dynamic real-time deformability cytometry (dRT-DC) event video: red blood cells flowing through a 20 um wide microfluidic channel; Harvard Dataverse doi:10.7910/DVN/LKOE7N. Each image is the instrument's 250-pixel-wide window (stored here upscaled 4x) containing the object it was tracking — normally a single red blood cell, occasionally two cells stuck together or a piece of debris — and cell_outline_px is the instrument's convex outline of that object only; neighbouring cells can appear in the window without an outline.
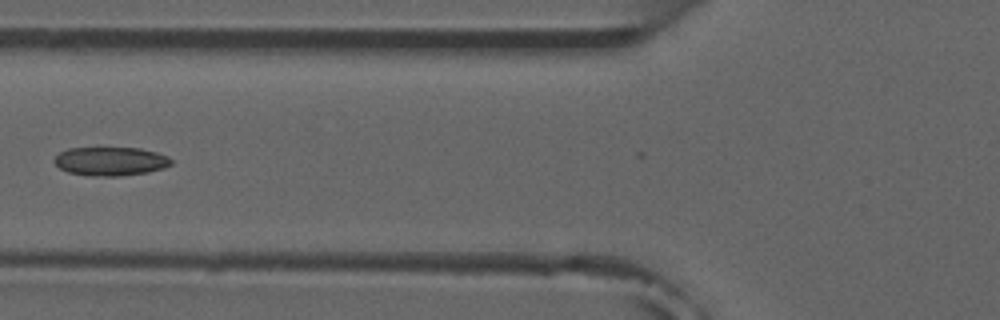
{"species": "common noctule bat (a hibernating species)", "species_latin": "Nyctalus noctula", "temperature_condition": "room temperature", "stored_images_in_passage": 6, "camera_frame_rate_fps": 3000, "um_per_image_px": 0.085, "animal": {"sex": "male", "forearm_length_mm": 52.5}, "frame": {"image": 1, "passage_image": 5, "time_ms": 4.667, "image_size_px": [1000, 320], "cell_outline_px": [[172, 164], [164, 168], [148, 172], [120, 176], [88, 176], [68, 172], [60, 168], [52, 160], [60, 152], [68, 148], [140, 148], [156, 152], [168, 156], [172, 160]], "centroid_in_image_um": [9.4, 13.71], "position_along_channel_um": 116.4, "area_um2": 19.65}}
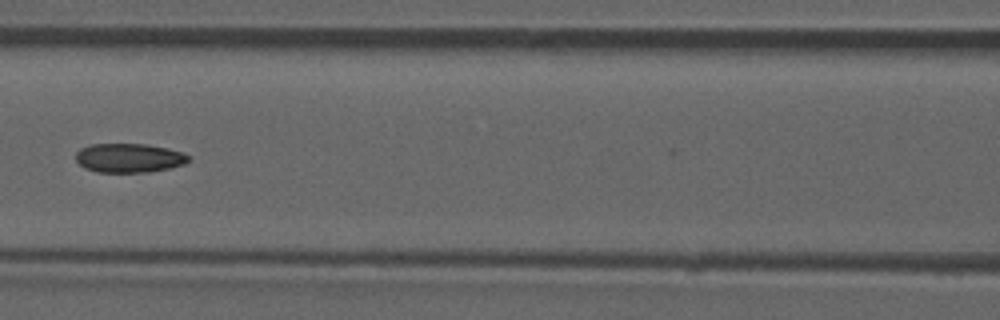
{"frame": {"image": 2, "passage_image": 6, "time_ms": 5.667, "image_size_px": [1000, 320], "cell_outline_px": [[192, 160], [184, 164], [168, 168], [148, 172], [96, 172], [84, 168], [76, 160], [76, 152], [80, 148], [88, 144], [148, 144], [168, 148], [184, 152], [192, 156]], "centroid_in_image_um": [11.0, 13.42], "position_along_channel_um": 155.6, "area_um2": 19.42}}